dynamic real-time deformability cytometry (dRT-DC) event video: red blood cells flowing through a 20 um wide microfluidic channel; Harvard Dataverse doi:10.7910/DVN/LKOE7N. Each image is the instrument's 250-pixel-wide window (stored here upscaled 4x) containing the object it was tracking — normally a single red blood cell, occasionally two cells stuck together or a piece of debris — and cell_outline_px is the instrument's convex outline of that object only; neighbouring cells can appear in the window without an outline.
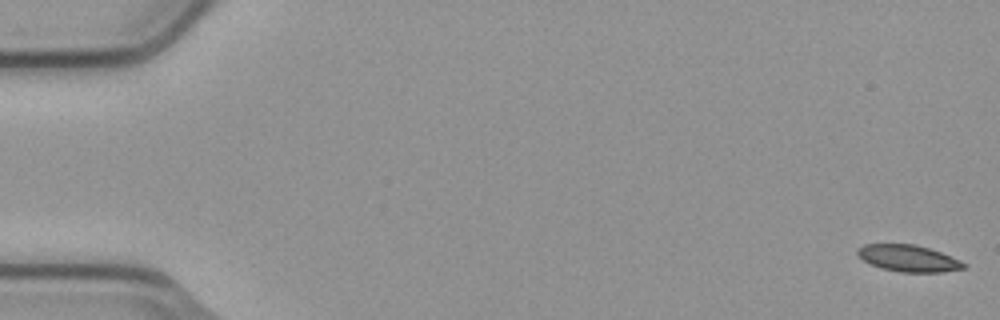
{"species": "common noctule bat (a hibernating species)", "species_latin": "Nyctalus noctula", "temperature_condition": "cold", "stored_images_in_passage": 5, "camera_frame_rate_fps": 3000, "um_per_image_px": 0.085, "animal": {"sex": "male", "body_mass_g": 23.1, "forearm_length_mm": 52.7}, "frame": {"image": 1, "passage_image": 1, "time_ms": 0.0, "image_size_px": [1000, 320], "cell_outline_px": [[968, 264], [964, 268], [940, 272], [900, 272], [884, 268], [872, 264], [864, 260], [856, 252], [856, 248], [864, 244], [916, 244], [952, 256]], "centroid_in_image_um": [77.23, 21.94], "position_along_channel_um": 7.8, "area_um2": 16.36}}